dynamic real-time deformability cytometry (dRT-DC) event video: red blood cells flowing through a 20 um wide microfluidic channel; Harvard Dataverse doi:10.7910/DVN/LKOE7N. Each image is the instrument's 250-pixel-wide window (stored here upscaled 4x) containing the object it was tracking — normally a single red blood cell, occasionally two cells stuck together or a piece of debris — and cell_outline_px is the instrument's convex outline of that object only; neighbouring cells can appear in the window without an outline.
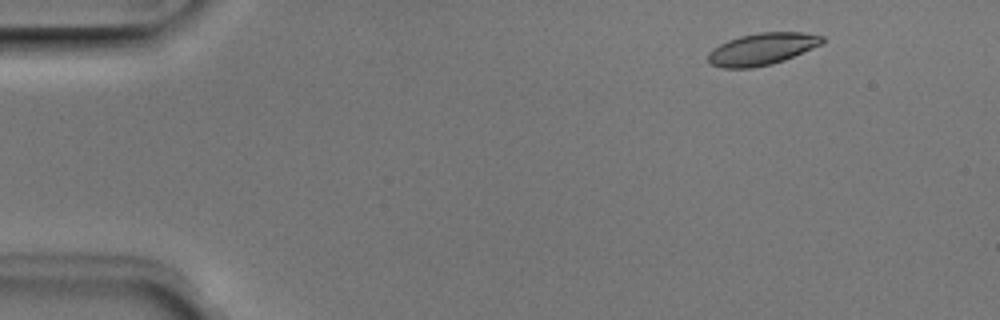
{"species": "Egyptian fruit bat (a non-hibernating species)", "species_latin": "Rousettus aegyptiacus", "temperature_condition": "room temperature", "stored_images_in_passage": 7, "camera_frame_rate_fps": 3000, "um_per_image_px": 0.085, "animal": {"sex": "male"}, "frame": {"image": 1, "passage_image": 2, "time_ms": 0.333, "image_size_px": [1000, 320], "cell_outline_px": [[824, 40], [820, 44], [812, 48], [784, 60], [772, 64], [752, 68], [720, 68], [712, 64], [708, 60], [708, 52], [712, 48], [728, 40], [740, 36], [760, 32], [800, 32], [824, 36]], "centroid_in_image_um": [64.73, 4.17], "position_along_channel_um": 20.3, "area_um2": 21.15}}
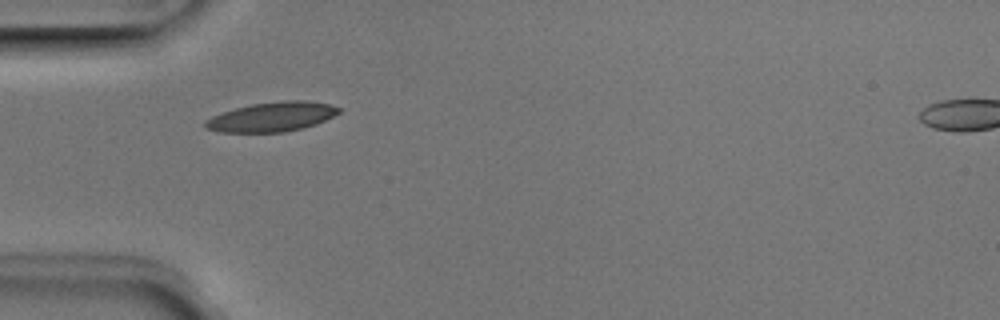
{"frame": {"image": 2, "passage_image": 5, "time_ms": 1.333, "image_size_px": [1000, 320], "cell_outline_px": [[340, 112], [316, 124], [304, 128], [284, 132], [220, 132], [204, 128], [204, 120], [220, 112], [252, 104], [284, 100], [304, 100], [328, 104], [340, 108]], "centroid_in_image_um": [23.07, 9.93], "position_along_channel_um": 61.9, "area_um2": 22.95}}
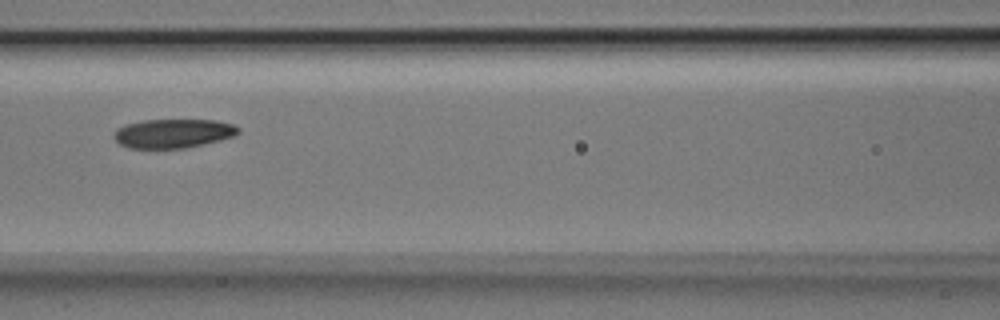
{"frame": {"image": 3, "passage_image": 7, "time_ms": 2.0, "image_size_px": [1000, 320], "cell_outline_px": [[240, 132], [236, 136], [204, 144], [184, 148], [128, 148], [120, 144], [112, 136], [116, 128], [128, 124], [144, 120], [216, 120], [232, 124], [240, 128]], "centroid_in_image_um": [14.73, 11.34], "position_along_channel_um": 151.9, "area_um2": 21.1}}